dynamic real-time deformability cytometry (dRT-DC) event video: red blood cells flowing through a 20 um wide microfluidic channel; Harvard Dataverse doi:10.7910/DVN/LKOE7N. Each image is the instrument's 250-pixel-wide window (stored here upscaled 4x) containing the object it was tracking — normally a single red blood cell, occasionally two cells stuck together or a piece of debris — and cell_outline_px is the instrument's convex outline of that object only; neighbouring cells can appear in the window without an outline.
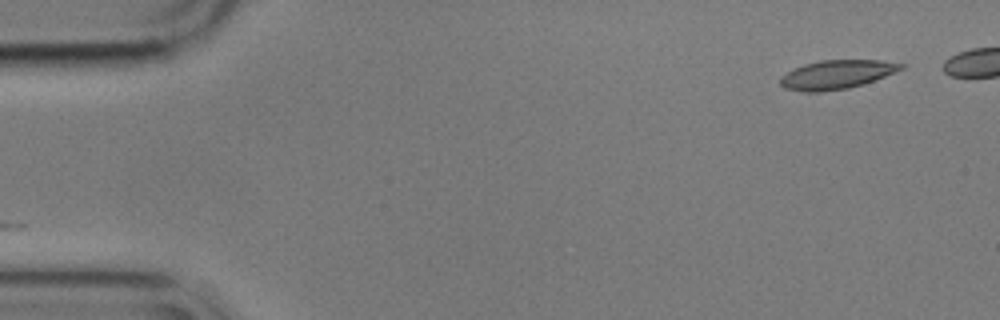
{"species": "common noctule bat (a hibernating species)", "species_latin": "Nyctalus noctula", "temperature_condition": "cold", "stored_images_in_passage": 13, "camera_frame_rate_fps": 3000, "um_per_image_px": 0.085, "animal": {"sex": "male", "body_mass_g": 17.9}, "frame": {"image": 1, "passage_image": 1, "time_ms": 0.0, "image_size_px": [1000, 320], "cell_outline_px": [[908, 64], [904, 68], [864, 84], [848, 88], [820, 92], [804, 92], [784, 88], [780, 84], [780, 76], [804, 64], [820, 60], [880, 60]], "centroid_in_image_um": [71.12, 6.33], "position_along_channel_um": 13.9, "area_um2": 20.29}}